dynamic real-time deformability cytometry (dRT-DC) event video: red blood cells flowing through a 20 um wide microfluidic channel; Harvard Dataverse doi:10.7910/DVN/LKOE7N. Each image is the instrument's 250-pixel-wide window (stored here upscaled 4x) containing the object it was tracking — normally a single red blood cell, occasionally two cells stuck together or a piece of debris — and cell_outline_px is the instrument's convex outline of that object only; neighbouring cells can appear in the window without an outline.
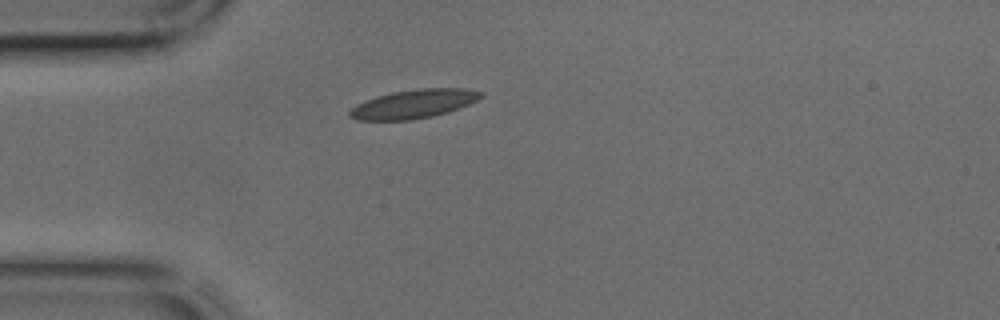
{"species": "common noctule bat (a hibernating species)", "species_latin": "Nyctalus noctula", "temperature_condition": "cold", "stored_images_in_passage": 33, "camera_frame_rate_fps": 3000, "um_per_image_px": 0.085, "animal": {"sex": "male", "body_mass_g": 17.9, "forearm_length_mm": 54.2}, "frame": {"image": 1, "passage_image": 1, "time_ms": 0.0, "image_size_px": [1000, 320], "cell_outline_px": [[484, 96], [468, 104], [448, 112], [432, 116], [412, 120], [356, 120], [348, 116], [348, 112], [356, 104], [376, 96], [392, 92], [420, 88], [464, 88], [484, 92]], "centroid_in_image_um": [35.15, 8.83], "position_along_channel_um": 49.8, "area_um2": 22.02}}
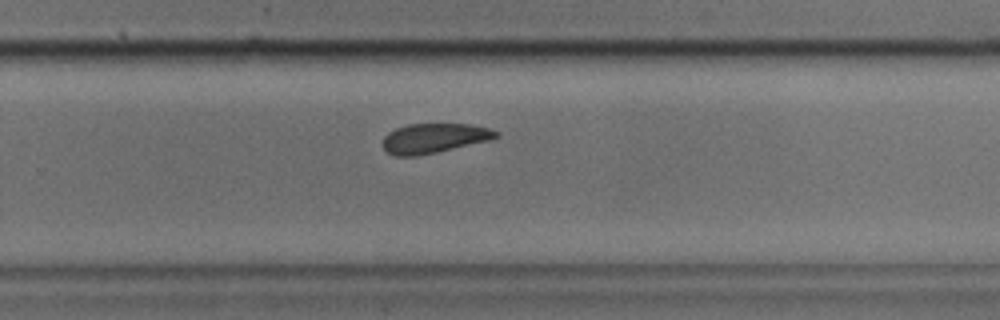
{"frame": {"image": 2, "passage_image": 18, "time_ms": 5.667, "image_size_px": [1000, 320], "cell_outline_px": [[500, 136], [488, 140], [436, 152], [416, 156], [396, 156], [388, 152], [384, 148], [384, 136], [388, 132], [396, 128], [408, 124], [472, 124], [488, 128], [500, 132]], "centroid_in_image_um": [36.9, 11.73], "position_along_channel_um": 292.9, "area_um2": 19.36}}
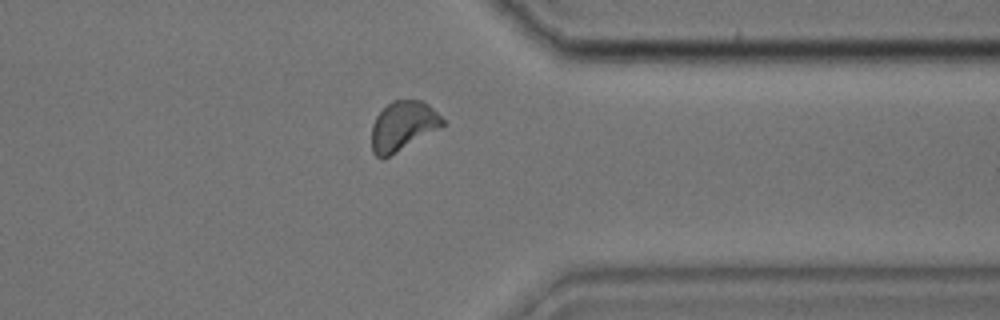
{"frame": {"image": 3, "passage_image": 24, "time_ms": 7.667, "image_size_px": [1000, 320], "cell_outline_px": [[444, 124], [384, 160], [380, 160], [372, 152], [372, 124], [376, 116], [392, 100], [420, 100], [428, 104], [444, 120]], "centroid_in_image_um": [34.19, 10.73], "position_along_channel_um": 377.2, "area_um2": 20.17}}